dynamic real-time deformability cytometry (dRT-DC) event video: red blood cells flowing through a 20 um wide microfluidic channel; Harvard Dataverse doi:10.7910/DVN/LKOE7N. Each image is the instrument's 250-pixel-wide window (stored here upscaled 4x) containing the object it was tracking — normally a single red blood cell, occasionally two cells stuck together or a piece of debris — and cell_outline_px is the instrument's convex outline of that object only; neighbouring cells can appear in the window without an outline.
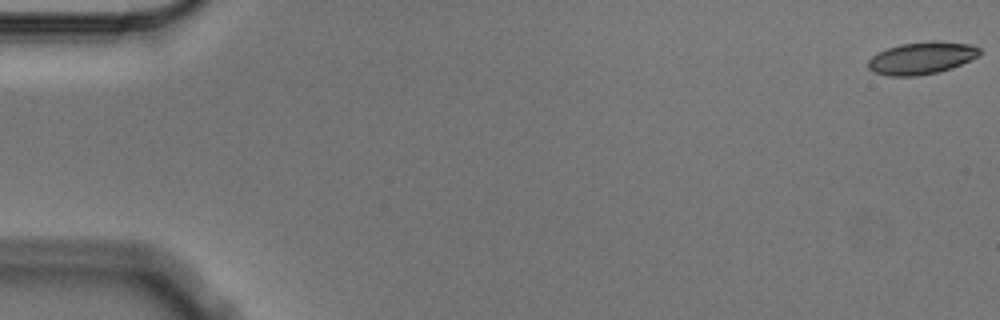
{"species": "Egyptian fruit bat (a non-hibernating species)", "species_latin": "Rousettus aegyptiacus", "temperature_condition": "cold", "stored_images_in_passage": 3, "segment_of_instrument_passage": [2, 2], "camera_frame_rate_fps": 3000, "um_per_image_px": 0.085, "animal": {"sex": "male"}, "frame": {"image": 1, "passage_image": 3, "time_ms": 0.667, "image_size_px": [1000, 320], "cell_outline_px": [[980, 56], [952, 68], [936, 72], [916, 76], [888, 76], [872, 72], [868, 68], [868, 60], [872, 56], [888, 48], [900, 44], [932, 40], [968, 44], [980, 48]], "centroid_in_image_um": [78.33, 4.94], "position_along_channel_um": 6.7, "area_um2": 20.98}}